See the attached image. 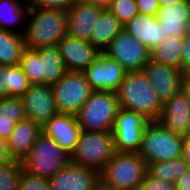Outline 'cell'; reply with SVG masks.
<instances>
[{
  "label": "cell",
  "instance_id": "19",
  "mask_svg": "<svg viewBox=\"0 0 190 190\" xmlns=\"http://www.w3.org/2000/svg\"><path fill=\"white\" fill-rule=\"evenodd\" d=\"M156 18L162 24L166 38L184 37L190 31V0L160 6Z\"/></svg>",
  "mask_w": 190,
  "mask_h": 190
},
{
  "label": "cell",
  "instance_id": "16",
  "mask_svg": "<svg viewBox=\"0 0 190 190\" xmlns=\"http://www.w3.org/2000/svg\"><path fill=\"white\" fill-rule=\"evenodd\" d=\"M68 72L85 71L100 52L89 41L65 35L56 45Z\"/></svg>",
  "mask_w": 190,
  "mask_h": 190
},
{
  "label": "cell",
  "instance_id": "1",
  "mask_svg": "<svg viewBox=\"0 0 190 190\" xmlns=\"http://www.w3.org/2000/svg\"><path fill=\"white\" fill-rule=\"evenodd\" d=\"M66 22L65 11L29 7L23 33L25 48L56 46L67 34Z\"/></svg>",
  "mask_w": 190,
  "mask_h": 190
},
{
  "label": "cell",
  "instance_id": "43",
  "mask_svg": "<svg viewBox=\"0 0 190 190\" xmlns=\"http://www.w3.org/2000/svg\"><path fill=\"white\" fill-rule=\"evenodd\" d=\"M96 190H117V189H113V188H110L106 185H103L101 182L98 184L97 186V189Z\"/></svg>",
  "mask_w": 190,
  "mask_h": 190
},
{
  "label": "cell",
  "instance_id": "32",
  "mask_svg": "<svg viewBox=\"0 0 190 190\" xmlns=\"http://www.w3.org/2000/svg\"><path fill=\"white\" fill-rule=\"evenodd\" d=\"M18 190H51L48 179L27 173L22 169Z\"/></svg>",
  "mask_w": 190,
  "mask_h": 190
},
{
  "label": "cell",
  "instance_id": "33",
  "mask_svg": "<svg viewBox=\"0 0 190 190\" xmlns=\"http://www.w3.org/2000/svg\"><path fill=\"white\" fill-rule=\"evenodd\" d=\"M75 0H31L30 7L61 10L67 12Z\"/></svg>",
  "mask_w": 190,
  "mask_h": 190
},
{
  "label": "cell",
  "instance_id": "37",
  "mask_svg": "<svg viewBox=\"0 0 190 190\" xmlns=\"http://www.w3.org/2000/svg\"><path fill=\"white\" fill-rule=\"evenodd\" d=\"M176 190H190V167L175 181Z\"/></svg>",
  "mask_w": 190,
  "mask_h": 190
},
{
  "label": "cell",
  "instance_id": "35",
  "mask_svg": "<svg viewBox=\"0 0 190 190\" xmlns=\"http://www.w3.org/2000/svg\"><path fill=\"white\" fill-rule=\"evenodd\" d=\"M138 13L156 16L160 8L158 0H136Z\"/></svg>",
  "mask_w": 190,
  "mask_h": 190
},
{
  "label": "cell",
  "instance_id": "2",
  "mask_svg": "<svg viewBox=\"0 0 190 190\" xmlns=\"http://www.w3.org/2000/svg\"><path fill=\"white\" fill-rule=\"evenodd\" d=\"M116 95L121 108L158 120L162 103L143 71L127 72Z\"/></svg>",
  "mask_w": 190,
  "mask_h": 190
},
{
  "label": "cell",
  "instance_id": "27",
  "mask_svg": "<svg viewBox=\"0 0 190 190\" xmlns=\"http://www.w3.org/2000/svg\"><path fill=\"white\" fill-rule=\"evenodd\" d=\"M24 49L22 34L0 29V65H19Z\"/></svg>",
  "mask_w": 190,
  "mask_h": 190
},
{
  "label": "cell",
  "instance_id": "5",
  "mask_svg": "<svg viewBox=\"0 0 190 190\" xmlns=\"http://www.w3.org/2000/svg\"><path fill=\"white\" fill-rule=\"evenodd\" d=\"M184 135L165 128L158 121H150L142 134L138 154L146 164L170 161L182 156Z\"/></svg>",
  "mask_w": 190,
  "mask_h": 190
},
{
  "label": "cell",
  "instance_id": "26",
  "mask_svg": "<svg viewBox=\"0 0 190 190\" xmlns=\"http://www.w3.org/2000/svg\"><path fill=\"white\" fill-rule=\"evenodd\" d=\"M21 97L0 98V137L8 140L17 122L25 119Z\"/></svg>",
  "mask_w": 190,
  "mask_h": 190
},
{
  "label": "cell",
  "instance_id": "22",
  "mask_svg": "<svg viewBox=\"0 0 190 190\" xmlns=\"http://www.w3.org/2000/svg\"><path fill=\"white\" fill-rule=\"evenodd\" d=\"M41 133L42 127L30 119L25 118L17 122L7 140L8 150L12 159L21 162L30 152Z\"/></svg>",
  "mask_w": 190,
  "mask_h": 190
},
{
  "label": "cell",
  "instance_id": "4",
  "mask_svg": "<svg viewBox=\"0 0 190 190\" xmlns=\"http://www.w3.org/2000/svg\"><path fill=\"white\" fill-rule=\"evenodd\" d=\"M147 173L145 160L135 152H116L100 172V182L117 190H138Z\"/></svg>",
  "mask_w": 190,
  "mask_h": 190
},
{
  "label": "cell",
  "instance_id": "42",
  "mask_svg": "<svg viewBox=\"0 0 190 190\" xmlns=\"http://www.w3.org/2000/svg\"><path fill=\"white\" fill-rule=\"evenodd\" d=\"M180 1H182V0H158L160 6L172 5V4L178 3Z\"/></svg>",
  "mask_w": 190,
  "mask_h": 190
},
{
  "label": "cell",
  "instance_id": "25",
  "mask_svg": "<svg viewBox=\"0 0 190 190\" xmlns=\"http://www.w3.org/2000/svg\"><path fill=\"white\" fill-rule=\"evenodd\" d=\"M30 85L20 65H0V98L22 97Z\"/></svg>",
  "mask_w": 190,
  "mask_h": 190
},
{
  "label": "cell",
  "instance_id": "34",
  "mask_svg": "<svg viewBox=\"0 0 190 190\" xmlns=\"http://www.w3.org/2000/svg\"><path fill=\"white\" fill-rule=\"evenodd\" d=\"M138 190H176V188L175 183L155 179L146 173Z\"/></svg>",
  "mask_w": 190,
  "mask_h": 190
},
{
  "label": "cell",
  "instance_id": "24",
  "mask_svg": "<svg viewBox=\"0 0 190 190\" xmlns=\"http://www.w3.org/2000/svg\"><path fill=\"white\" fill-rule=\"evenodd\" d=\"M29 7L26 0H0V29L23 35Z\"/></svg>",
  "mask_w": 190,
  "mask_h": 190
},
{
  "label": "cell",
  "instance_id": "41",
  "mask_svg": "<svg viewBox=\"0 0 190 190\" xmlns=\"http://www.w3.org/2000/svg\"><path fill=\"white\" fill-rule=\"evenodd\" d=\"M113 0H86V2L95 4L96 6L102 7L103 9H108Z\"/></svg>",
  "mask_w": 190,
  "mask_h": 190
},
{
  "label": "cell",
  "instance_id": "21",
  "mask_svg": "<svg viewBox=\"0 0 190 190\" xmlns=\"http://www.w3.org/2000/svg\"><path fill=\"white\" fill-rule=\"evenodd\" d=\"M123 29L132 34L149 51L159 46L166 38L162 24L158 22L156 16L138 13L123 25Z\"/></svg>",
  "mask_w": 190,
  "mask_h": 190
},
{
  "label": "cell",
  "instance_id": "7",
  "mask_svg": "<svg viewBox=\"0 0 190 190\" xmlns=\"http://www.w3.org/2000/svg\"><path fill=\"white\" fill-rule=\"evenodd\" d=\"M69 162L70 155L42 132L21 165L27 173L49 179Z\"/></svg>",
  "mask_w": 190,
  "mask_h": 190
},
{
  "label": "cell",
  "instance_id": "15",
  "mask_svg": "<svg viewBox=\"0 0 190 190\" xmlns=\"http://www.w3.org/2000/svg\"><path fill=\"white\" fill-rule=\"evenodd\" d=\"M48 181L51 190H96L100 173L70 161Z\"/></svg>",
  "mask_w": 190,
  "mask_h": 190
},
{
  "label": "cell",
  "instance_id": "31",
  "mask_svg": "<svg viewBox=\"0 0 190 190\" xmlns=\"http://www.w3.org/2000/svg\"><path fill=\"white\" fill-rule=\"evenodd\" d=\"M108 9L118 18L122 25H125L138 14L136 0H113Z\"/></svg>",
  "mask_w": 190,
  "mask_h": 190
},
{
  "label": "cell",
  "instance_id": "9",
  "mask_svg": "<svg viewBox=\"0 0 190 190\" xmlns=\"http://www.w3.org/2000/svg\"><path fill=\"white\" fill-rule=\"evenodd\" d=\"M59 113L76 115L90 97L92 90L83 72H67L52 86Z\"/></svg>",
  "mask_w": 190,
  "mask_h": 190
},
{
  "label": "cell",
  "instance_id": "10",
  "mask_svg": "<svg viewBox=\"0 0 190 190\" xmlns=\"http://www.w3.org/2000/svg\"><path fill=\"white\" fill-rule=\"evenodd\" d=\"M149 122L144 115L120 107L111 130L115 151L138 153Z\"/></svg>",
  "mask_w": 190,
  "mask_h": 190
},
{
  "label": "cell",
  "instance_id": "36",
  "mask_svg": "<svg viewBox=\"0 0 190 190\" xmlns=\"http://www.w3.org/2000/svg\"><path fill=\"white\" fill-rule=\"evenodd\" d=\"M180 70L185 73L190 68V31L183 37Z\"/></svg>",
  "mask_w": 190,
  "mask_h": 190
},
{
  "label": "cell",
  "instance_id": "11",
  "mask_svg": "<svg viewBox=\"0 0 190 190\" xmlns=\"http://www.w3.org/2000/svg\"><path fill=\"white\" fill-rule=\"evenodd\" d=\"M103 53L118 62L128 72L142 71L150 59L148 48L124 29L112 40Z\"/></svg>",
  "mask_w": 190,
  "mask_h": 190
},
{
  "label": "cell",
  "instance_id": "20",
  "mask_svg": "<svg viewBox=\"0 0 190 190\" xmlns=\"http://www.w3.org/2000/svg\"><path fill=\"white\" fill-rule=\"evenodd\" d=\"M157 121L175 133L188 135L190 103L186 100L182 91L162 104V110Z\"/></svg>",
  "mask_w": 190,
  "mask_h": 190
},
{
  "label": "cell",
  "instance_id": "6",
  "mask_svg": "<svg viewBox=\"0 0 190 190\" xmlns=\"http://www.w3.org/2000/svg\"><path fill=\"white\" fill-rule=\"evenodd\" d=\"M120 108L116 92L92 91L76 114L81 130L110 132Z\"/></svg>",
  "mask_w": 190,
  "mask_h": 190
},
{
  "label": "cell",
  "instance_id": "12",
  "mask_svg": "<svg viewBox=\"0 0 190 190\" xmlns=\"http://www.w3.org/2000/svg\"><path fill=\"white\" fill-rule=\"evenodd\" d=\"M127 72L118 62L101 52L83 71L92 91L107 92H116Z\"/></svg>",
  "mask_w": 190,
  "mask_h": 190
},
{
  "label": "cell",
  "instance_id": "18",
  "mask_svg": "<svg viewBox=\"0 0 190 190\" xmlns=\"http://www.w3.org/2000/svg\"><path fill=\"white\" fill-rule=\"evenodd\" d=\"M102 7L86 1H78L72 5L67 13V35L89 41L92 28L98 20Z\"/></svg>",
  "mask_w": 190,
  "mask_h": 190
},
{
  "label": "cell",
  "instance_id": "17",
  "mask_svg": "<svg viewBox=\"0 0 190 190\" xmlns=\"http://www.w3.org/2000/svg\"><path fill=\"white\" fill-rule=\"evenodd\" d=\"M42 132L71 155L77 145L81 128L78 125L76 115L58 113L42 126Z\"/></svg>",
  "mask_w": 190,
  "mask_h": 190
},
{
  "label": "cell",
  "instance_id": "23",
  "mask_svg": "<svg viewBox=\"0 0 190 190\" xmlns=\"http://www.w3.org/2000/svg\"><path fill=\"white\" fill-rule=\"evenodd\" d=\"M122 30L123 25L118 18L109 9H103L92 28L89 43L103 53Z\"/></svg>",
  "mask_w": 190,
  "mask_h": 190
},
{
  "label": "cell",
  "instance_id": "39",
  "mask_svg": "<svg viewBox=\"0 0 190 190\" xmlns=\"http://www.w3.org/2000/svg\"><path fill=\"white\" fill-rule=\"evenodd\" d=\"M190 166V135L184 136L181 156Z\"/></svg>",
  "mask_w": 190,
  "mask_h": 190
},
{
  "label": "cell",
  "instance_id": "29",
  "mask_svg": "<svg viewBox=\"0 0 190 190\" xmlns=\"http://www.w3.org/2000/svg\"><path fill=\"white\" fill-rule=\"evenodd\" d=\"M189 167L188 163L179 157L170 161L149 163L147 164V173L155 179L175 183Z\"/></svg>",
  "mask_w": 190,
  "mask_h": 190
},
{
  "label": "cell",
  "instance_id": "30",
  "mask_svg": "<svg viewBox=\"0 0 190 190\" xmlns=\"http://www.w3.org/2000/svg\"><path fill=\"white\" fill-rule=\"evenodd\" d=\"M21 171L20 161L0 164V190H18Z\"/></svg>",
  "mask_w": 190,
  "mask_h": 190
},
{
  "label": "cell",
  "instance_id": "8",
  "mask_svg": "<svg viewBox=\"0 0 190 190\" xmlns=\"http://www.w3.org/2000/svg\"><path fill=\"white\" fill-rule=\"evenodd\" d=\"M116 153L113 135L110 132H88L81 130L70 161L101 172Z\"/></svg>",
  "mask_w": 190,
  "mask_h": 190
},
{
  "label": "cell",
  "instance_id": "13",
  "mask_svg": "<svg viewBox=\"0 0 190 190\" xmlns=\"http://www.w3.org/2000/svg\"><path fill=\"white\" fill-rule=\"evenodd\" d=\"M25 116L41 127L59 112L57 110L52 86L33 84L21 97Z\"/></svg>",
  "mask_w": 190,
  "mask_h": 190
},
{
  "label": "cell",
  "instance_id": "14",
  "mask_svg": "<svg viewBox=\"0 0 190 190\" xmlns=\"http://www.w3.org/2000/svg\"><path fill=\"white\" fill-rule=\"evenodd\" d=\"M142 71L155 89L162 104L181 91L185 73L180 69L149 59Z\"/></svg>",
  "mask_w": 190,
  "mask_h": 190
},
{
  "label": "cell",
  "instance_id": "38",
  "mask_svg": "<svg viewBox=\"0 0 190 190\" xmlns=\"http://www.w3.org/2000/svg\"><path fill=\"white\" fill-rule=\"evenodd\" d=\"M14 161L8 150L7 140L0 137V164Z\"/></svg>",
  "mask_w": 190,
  "mask_h": 190
},
{
  "label": "cell",
  "instance_id": "44",
  "mask_svg": "<svg viewBox=\"0 0 190 190\" xmlns=\"http://www.w3.org/2000/svg\"><path fill=\"white\" fill-rule=\"evenodd\" d=\"M185 74L190 77V68L185 72Z\"/></svg>",
  "mask_w": 190,
  "mask_h": 190
},
{
  "label": "cell",
  "instance_id": "3",
  "mask_svg": "<svg viewBox=\"0 0 190 190\" xmlns=\"http://www.w3.org/2000/svg\"><path fill=\"white\" fill-rule=\"evenodd\" d=\"M31 85H55L68 71L56 46L25 48L19 64Z\"/></svg>",
  "mask_w": 190,
  "mask_h": 190
},
{
  "label": "cell",
  "instance_id": "40",
  "mask_svg": "<svg viewBox=\"0 0 190 190\" xmlns=\"http://www.w3.org/2000/svg\"><path fill=\"white\" fill-rule=\"evenodd\" d=\"M181 91L186 97V100L190 103V77L184 74Z\"/></svg>",
  "mask_w": 190,
  "mask_h": 190
},
{
  "label": "cell",
  "instance_id": "28",
  "mask_svg": "<svg viewBox=\"0 0 190 190\" xmlns=\"http://www.w3.org/2000/svg\"><path fill=\"white\" fill-rule=\"evenodd\" d=\"M183 37L169 36L164 42L150 51V59L180 69Z\"/></svg>",
  "mask_w": 190,
  "mask_h": 190
}]
</instances>
